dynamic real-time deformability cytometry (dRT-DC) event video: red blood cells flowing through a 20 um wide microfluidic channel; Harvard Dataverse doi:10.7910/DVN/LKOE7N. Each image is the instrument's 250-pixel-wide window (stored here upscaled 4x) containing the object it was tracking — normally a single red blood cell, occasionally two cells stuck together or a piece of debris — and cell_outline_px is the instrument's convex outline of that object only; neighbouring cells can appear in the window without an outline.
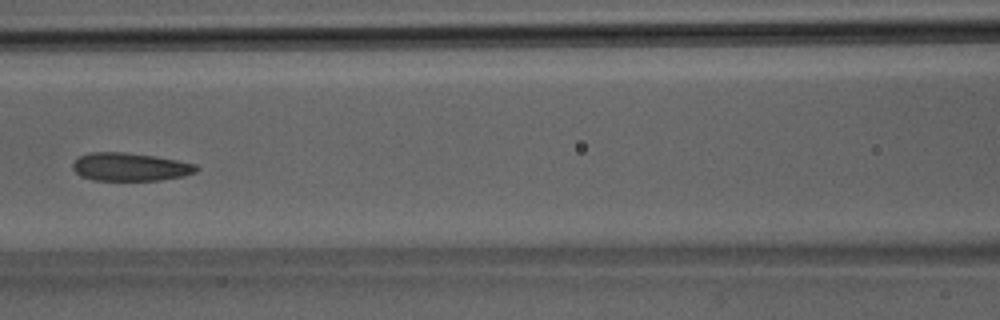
{"species": "Egyptian fruit bat (a non-hibernating species)", "species_latin": "Rousettus aegyptiacus", "temperature_condition": "room temperature", "stored_images_in_passage": 38, "camera_frame_rate_fps": 3000, "um_per_image_px": 0.085, "animal": {"sex": "male"}, "frame": {"image": 1, "passage_image": 17, "time_ms": 5.333, "image_size_px": [1000, 320], "cell_outline_px": [[200, 168], [196, 172], [184, 176], [160, 180], [92, 180], [80, 176], [72, 168], [72, 164], [80, 156], [88, 152], [124, 152], [156, 156], [196, 164]], "centroid_in_image_um": [11.06, 14.18], "position_along_channel_um": 155.5, "area_um2": 20.35}}
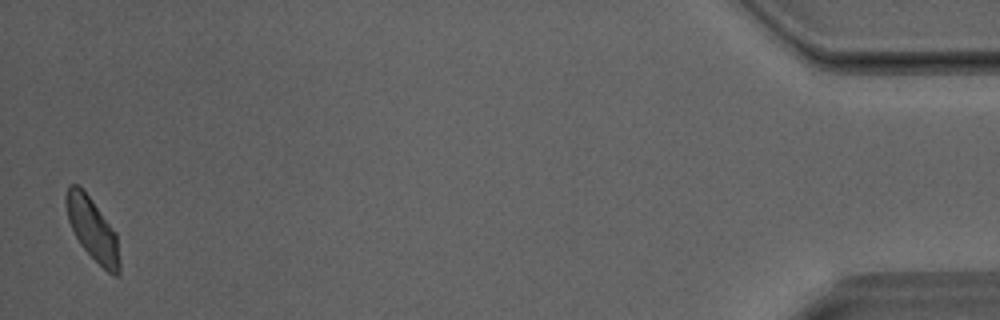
{"frame": {"image": 2, "passage_image": 38, "time_ms": 12.333, "image_size_px": [1000, 320], "cell_outline_px": [[120, 272], [116, 276], [108, 272], [80, 244], [68, 220], [64, 204], [64, 196], [68, 184], [76, 184], [88, 196], [116, 232], [120, 260]], "centroid_in_image_um": [7.84, 19.47], "position_along_channel_um": 427.4, "area_um2": 19.19}}